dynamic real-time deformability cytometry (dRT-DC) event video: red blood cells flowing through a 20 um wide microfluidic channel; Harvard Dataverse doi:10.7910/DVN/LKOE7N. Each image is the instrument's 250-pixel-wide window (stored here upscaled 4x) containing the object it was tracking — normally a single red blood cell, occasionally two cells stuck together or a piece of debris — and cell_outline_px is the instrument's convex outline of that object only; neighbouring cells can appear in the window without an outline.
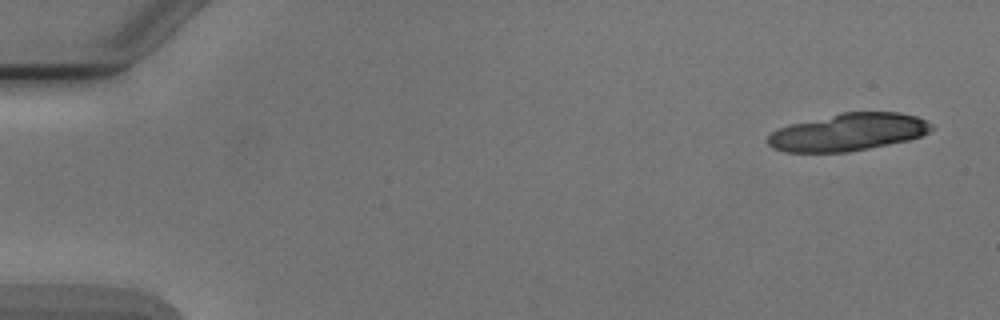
{"species": "Egyptian fruit bat (a non-hibernating species)", "species_latin": "Rousettus aegyptiacus", "temperature_condition": "cold", "stored_images_in_passage": 19, "camera_frame_rate_fps": 3000, "um_per_image_px": 0.085, "animal": {"sex": "male"}, "frame": {"image": 1, "passage_image": 3, "time_ms": 0.667, "image_size_px": [1000, 320], "cell_outline_px": [[932, 128], [928, 132], [920, 136], [908, 140], [848, 152], [784, 152], [772, 148], [768, 144], [768, 136], [772, 132], [780, 128], [792, 124], [844, 112], [896, 112], [916, 116], [932, 124]], "centroid_in_image_um": [72.09, 11.24], "position_along_channel_um": 12.9, "area_um2": 35.2}}